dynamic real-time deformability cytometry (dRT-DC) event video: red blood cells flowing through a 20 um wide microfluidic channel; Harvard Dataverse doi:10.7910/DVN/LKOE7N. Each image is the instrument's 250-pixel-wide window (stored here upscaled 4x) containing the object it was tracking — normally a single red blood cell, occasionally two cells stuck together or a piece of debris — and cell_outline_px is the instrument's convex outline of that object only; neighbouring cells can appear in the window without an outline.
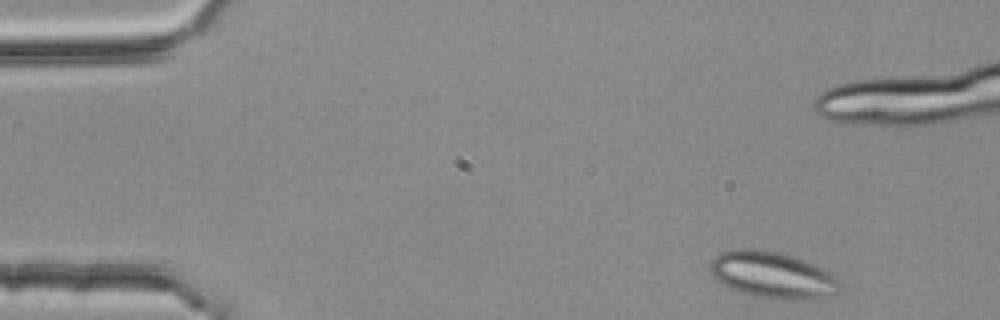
{"species": "common noctule bat (a hibernating species)", "species_latin": "Nyctalus noctula", "temperature_condition": "room temperature", "stored_images_in_passage": 8, "camera_frame_rate_fps": 3000, "um_per_image_px": 0.085, "animal": {"sex": "female", "body_mass_g": 25.1}, "frame": {"image": 1, "passage_image": 1, "time_ms": 0.0, "image_size_px": [1000, 320], "cell_outline_px": [[840, 292], [812, 300], [788, 300], [752, 296], [740, 292], [716, 280], [712, 276], [708, 268], [712, 260], [720, 252], [740, 248], [760, 248], [780, 252], [796, 256], [836, 276], [840, 280]], "centroid_in_image_um": [65.66, 23.37], "position_along_channel_um": 19.3, "area_um2": 35.6}}
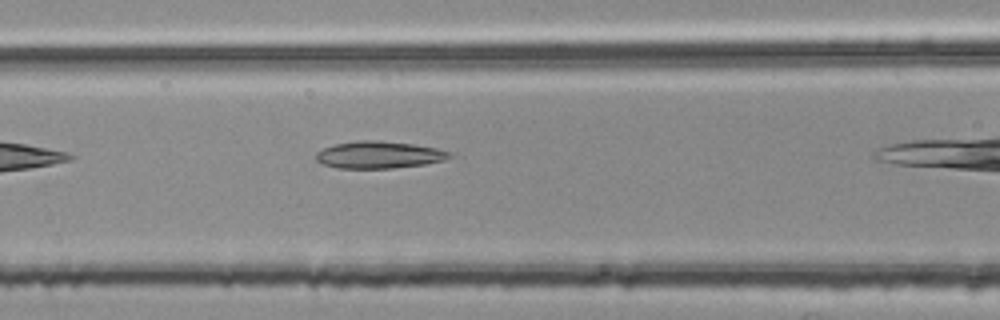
{"frame": {"image": 2, "passage_image": 7, "time_ms": 2.0, "image_size_px": [1000, 320], "cell_outline_px": [[452, 156], [444, 160], [424, 164], [392, 168], [336, 168], [324, 164], [316, 160], [316, 152], [332, 144], [356, 140], [376, 140], [416, 144], [436, 148], [452, 152]], "centroid_in_image_um": [32.2, 13.15], "position_along_channel_um": 134.4, "area_um2": 21.21}}